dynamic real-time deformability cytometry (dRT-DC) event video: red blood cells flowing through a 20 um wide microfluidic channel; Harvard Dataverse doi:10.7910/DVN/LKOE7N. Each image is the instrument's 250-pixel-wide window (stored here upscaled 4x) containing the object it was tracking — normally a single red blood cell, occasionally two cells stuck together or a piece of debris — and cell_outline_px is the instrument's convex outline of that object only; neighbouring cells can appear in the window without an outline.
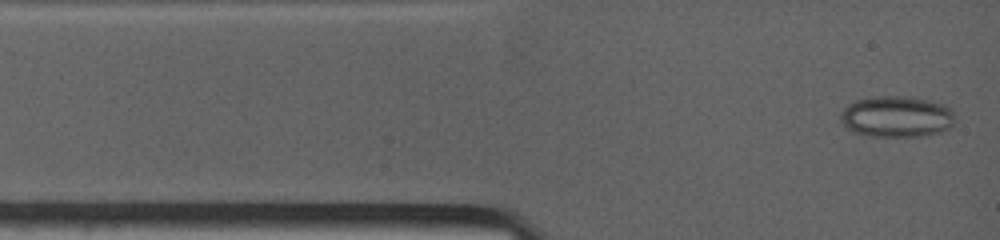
{"species": "common noctule bat (a hibernating species)", "species_latin": "Nyctalus noctula", "temperature_condition": "warm", "stored_images_in_passage": 19, "camera_frame_rate_fps": 4500, "um_per_image_px": 0.085, "animal": {"sex": "female", "body_mass_g": 19.0, "forearm_length_mm": 53.3}, "frame": {"image": 1, "passage_image": 1, "time_ms": 0.0, "image_size_px": [1000, 240], "cell_outline_px": [[952, 124], [948, 128], [940, 132], [924, 136], [872, 136], [856, 132], [848, 128], [840, 120], [840, 112], [848, 104], [856, 100], [876, 96], [908, 96], [928, 100], [944, 104], [952, 112]], "centroid_in_image_um": [76.18, 9.9], "position_along_channel_um": 8.8, "area_um2": 27.22}}
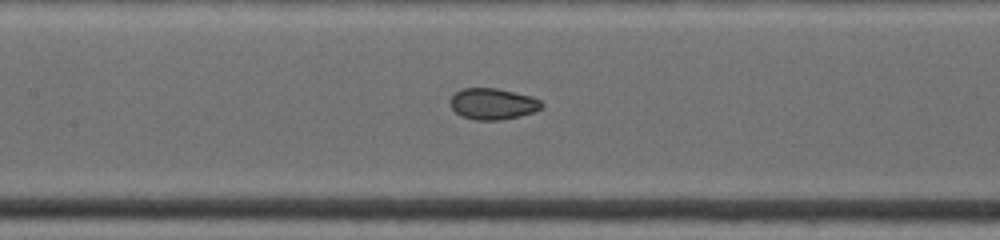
{"frame": {"image": 2, "passage_image": 13, "time_ms": 4.889, "image_size_px": [1000, 240], "cell_outline_px": [[544, 108], [520, 116], [500, 120], [476, 120], [460, 116], [452, 108], [448, 100], [460, 88], [496, 88], [532, 96], [540, 100], [544, 104]], "centroid_in_image_um": [41.88, 8.83], "position_along_channel_um": 165.5, "area_um2": 16.82}}
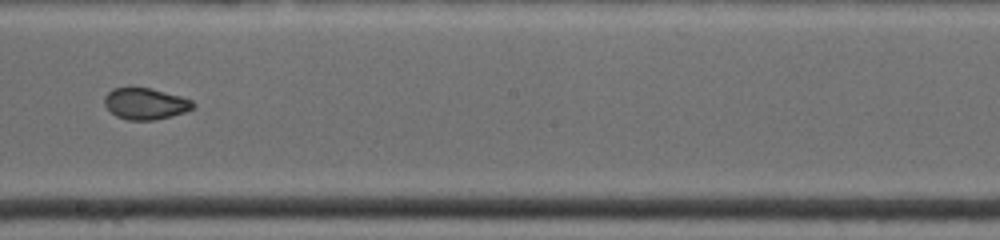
{"frame": {"image": 3, "passage_image": 17, "time_ms": 6.667, "image_size_px": [1000, 240], "cell_outline_px": [[196, 104], [192, 108], [184, 112], [172, 116], [156, 120], [128, 120], [116, 116], [104, 104], [104, 96], [112, 88], [152, 88], [180, 96], [192, 100]], "centroid_in_image_um": [12.36, 8.82], "position_along_channel_um": 235.8, "area_um2": 16.18}}